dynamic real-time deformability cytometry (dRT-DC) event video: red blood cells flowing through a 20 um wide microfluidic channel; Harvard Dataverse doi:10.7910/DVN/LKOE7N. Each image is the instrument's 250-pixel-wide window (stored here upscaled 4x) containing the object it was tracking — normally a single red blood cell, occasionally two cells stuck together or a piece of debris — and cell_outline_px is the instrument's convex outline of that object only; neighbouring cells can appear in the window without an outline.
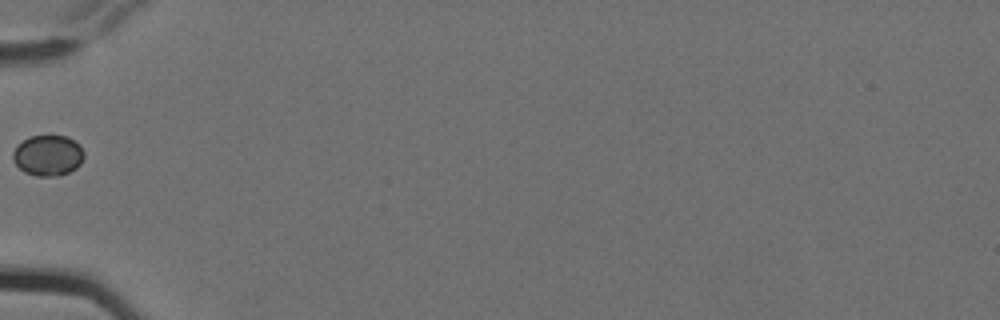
{"species": "Egyptian fruit bat (a non-hibernating species)", "species_latin": "Rousettus aegyptiacus", "temperature_condition": "cold", "stored_images_in_passage": 2, "camera_frame_rate_fps": 3000, "um_per_image_px": 0.085, "animal": {"sex": "female"}, "frame": {"image": 1, "passage_image": 1, "time_ms": 0.0, "image_size_px": [1000, 320], "cell_outline_px": [[84, 156], [80, 164], [76, 168], [60, 176], [36, 176], [24, 172], [12, 160], [12, 152], [16, 144], [28, 136], [68, 136], [80, 144], [84, 152]], "centroid_in_image_um": [4.06, 13.2], "position_along_channel_um": 80.9, "area_um2": 17.17}}
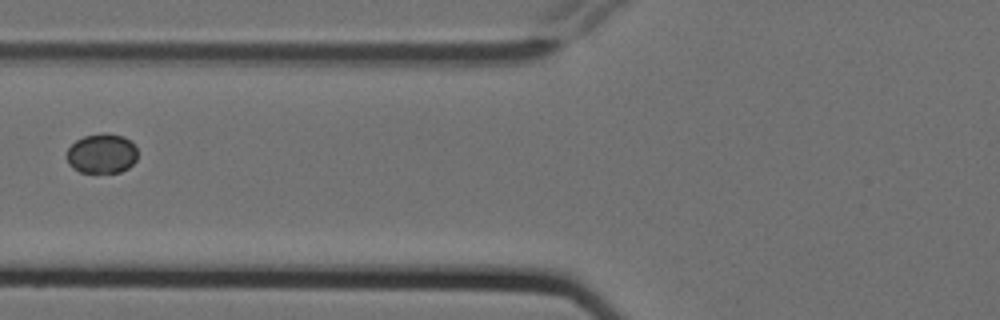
{"frame": {"image": 2, "passage_image": 2, "time_ms": 0.333, "image_size_px": [1000, 320], "cell_outline_px": [[136, 160], [128, 168], [120, 172], [80, 172], [72, 168], [68, 164], [64, 156], [68, 148], [76, 140], [84, 136], [104, 132], [124, 136], [136, 148]], "centroid_in_image_um": [8.6, 13.05], "position_along_channel_um": 117.2, "area_um2": 16.53}}